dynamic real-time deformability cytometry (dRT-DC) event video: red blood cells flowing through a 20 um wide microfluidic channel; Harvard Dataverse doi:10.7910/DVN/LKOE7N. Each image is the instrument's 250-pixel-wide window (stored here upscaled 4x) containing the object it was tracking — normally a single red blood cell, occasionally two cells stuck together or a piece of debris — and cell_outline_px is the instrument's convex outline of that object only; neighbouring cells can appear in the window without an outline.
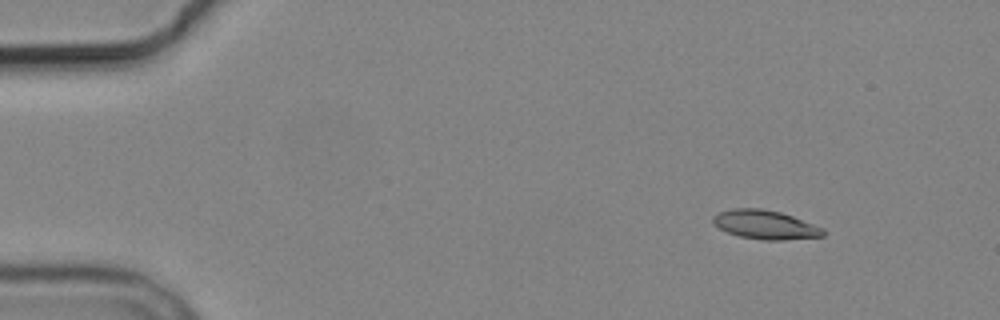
{"species": "common noctule bat (a hibernating species)", "species_latin": "Nyctalus noctula", "temperature_condition": "cold", "stored_images_in_passage": 6, "segment_of_instrument_passage": [1, 2], "camera_frame_rate_fps": 3000, "um_per_image_px": 0.085, "animal": {"sex": "male", "body_mass_g": 19.2, "forearm_length_mm": 51.8}, "frame": {"image": 1, "passage_image": 2, "time_ms": 1.0, "image_size_px": [1000, 320], "cell_outline_px": [[824, 236], [784, 240], [764, 240], [740, 236], [728, 232], [712, 224], [712, 216], [720, 212], [732, 208], [760, 208], [780, 212], [792, 216], [824, 228]], "centroid_in_image_um": [65.03, 19.09], "position_along_channel_um": 20.0, "area_um2": 18.5}}